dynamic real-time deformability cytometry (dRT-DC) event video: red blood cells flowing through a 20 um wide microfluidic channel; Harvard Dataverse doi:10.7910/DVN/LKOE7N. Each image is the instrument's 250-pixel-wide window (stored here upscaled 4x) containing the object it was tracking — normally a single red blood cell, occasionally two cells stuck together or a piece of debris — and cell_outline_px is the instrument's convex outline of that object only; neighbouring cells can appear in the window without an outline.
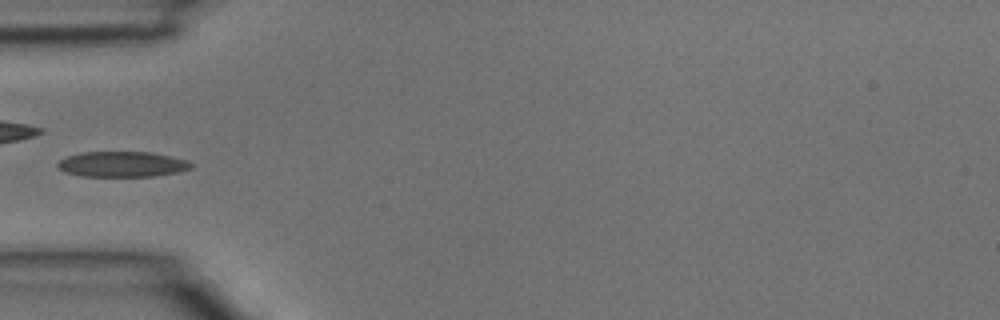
{"species": "common noctule bat (a hibernating species)", "species_latin": "Nyctalus noctula", "temperature_condition": "room temperature", "stored_images_in_passage": 4, "camera_frame_rate_fps": 3000, "um_per_image_px": 0.085, "animal": {"sex": "male", "body_mass_g": 15.6}, "frame": {"image": 1, "passage_image": 4, "time_ms": 1.0, "image_size_px": [1000, 320], "cell_outline_px": [[196, 164], [192, 168], [180, 172], [156, 176], [84, 176], [64, 172], [56, 164], [60, 160], [68, 156], [80, 152], [148, 152], [188, 160]], "centroid_in_image_um": [10.43, 13.96], "position_along_channel_um": 74.6, "area_um2": 19.83}}